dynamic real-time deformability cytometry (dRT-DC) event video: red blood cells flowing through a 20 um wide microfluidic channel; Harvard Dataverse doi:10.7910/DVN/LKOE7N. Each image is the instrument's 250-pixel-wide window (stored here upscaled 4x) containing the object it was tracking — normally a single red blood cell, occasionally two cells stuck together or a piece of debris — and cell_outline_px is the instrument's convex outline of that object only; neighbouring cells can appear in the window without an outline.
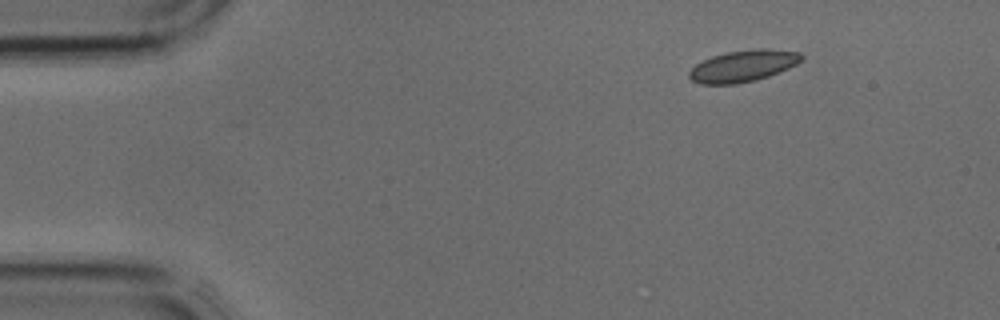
{"species": "common noctule bat (a hibernating species)", "species_latin": "Nyctalus noctula", "temperature_condition": "cold", "stored_images_in_passage": 2, "camera_frame_rate_fps": 3000, "um_per_image_px": 0.085, "animal": {"sex": "male", "body_mass_g": 17.9, "forearm_length_mm": 54.2}, "frame": {"image": 1, "passage_image": 2, "time_ms": 0.333, "image_size_px": [1000, 320], "cell_outline_px": [[804, 56], [796, 64], [780, 72], [756, 80], [736, 84], [700, 84], [692, 80], [688, 76], [688, 72], [696, 64], [712, 56], [728, 52], [760, 48], [768, 48], [800, 52]], "centroid_in_image_um": [63.17, 5.61], "position_along_channel_um": 21.8, "area_um2": 20.63}}